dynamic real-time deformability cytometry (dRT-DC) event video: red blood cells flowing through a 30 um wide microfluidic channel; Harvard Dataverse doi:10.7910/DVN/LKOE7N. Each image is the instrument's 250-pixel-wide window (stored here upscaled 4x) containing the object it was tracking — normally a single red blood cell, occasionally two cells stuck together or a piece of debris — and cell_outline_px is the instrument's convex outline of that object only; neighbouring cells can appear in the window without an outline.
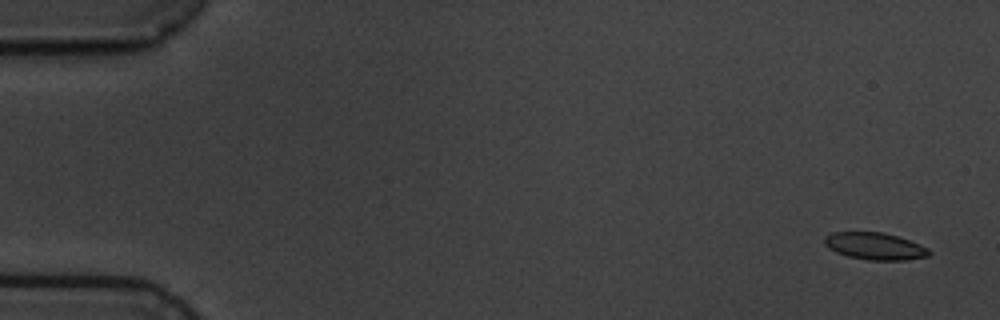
{"species": "common noctule bat (a hibernating species)", "species_latin": "Nyctalus noctula", "temperature_condition": "cold", "stored_images_in_passage": 6, "camera_frame_rate_fps": 3000, "um_per_image_px": 0.085, "animal": {"sex": "male", "body_mass_g": 19.5, "forearm_length_mm": 54.6}, "frame": {"image": 1, "passage_image": 1, "time_ms": 0.0, "image_size_px": [1000, 320], "cell_outline_px": [[932, 252], [928, 256], [904, 260], [868, 260], [848, 256], [836, 252], [828, 248], [824, 244], [824, 236], [832, 232], [884, 232], [920, 244], [928, 248]], "centroid_in_image_um": [74.35, 20.92], "position_along_channel_um": 10.7, "area_um2": 16.53}}
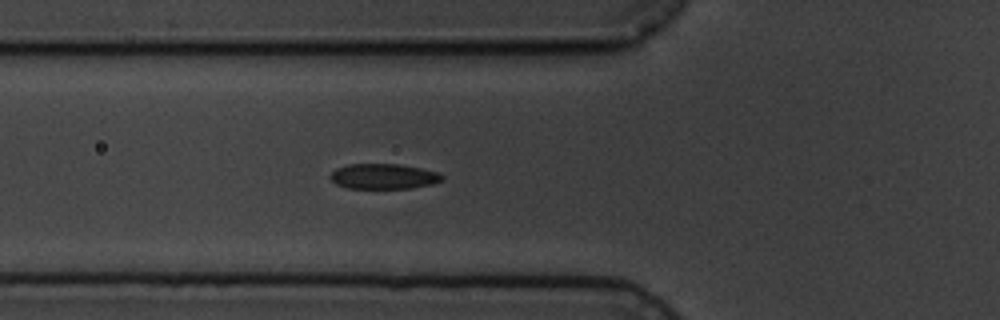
{"frame": {"image": 2, "passage_image": 6, "time_ms": 6.0, "image_size_px": [1000, 320], "cell_outline_px": [[444, 180], [432, 184], [412, 188], [348, 188], [336, 184], [328, 176], [336, 168], [348, 164], [400, 164], [420, 168], [436, 172], [444, 176]], "centroid_in_image_um": [32.6, 14.99], "position_along_channel_um": 93.2, "area_um2": 16.47}}